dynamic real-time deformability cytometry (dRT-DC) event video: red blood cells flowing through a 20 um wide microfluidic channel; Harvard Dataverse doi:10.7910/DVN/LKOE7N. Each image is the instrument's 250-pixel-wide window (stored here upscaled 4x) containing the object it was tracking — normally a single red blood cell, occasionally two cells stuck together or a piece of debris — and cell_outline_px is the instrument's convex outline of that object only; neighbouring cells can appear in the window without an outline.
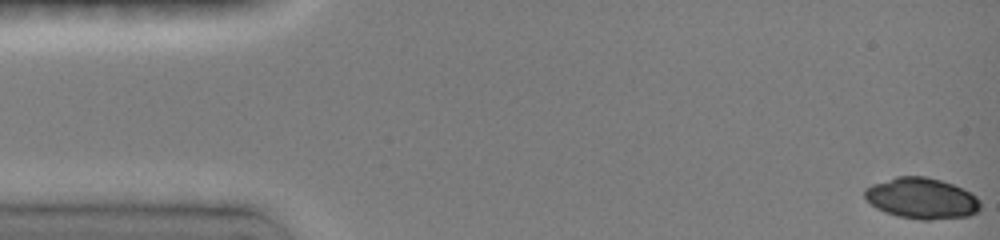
{"species": "common noctule bat (a hibernating species)", "species_latin": "Nyctalus noctula", "temperature_condition": "room temperature", "stored_images_in_passage": 46, "camera_frame_rate_fps": 3000, "um_per_image_px": 0.085, "animal": {"sex": "female", "body_mass_g": 19.0, "forearm_length_mm": 51.5}, "frame": {"image": 1, "passage_image": 1, "time_ms": 0.0, "image_size_px": [1000, 240], "cell_outline_px": [[980, 208], [976, 212], [968, 216], [928, 220], [920, 220], [896, 216], [884, 212], [876, 208], [864, 196], [864, 188], [872, 184], [896, 176], [924, 176], [940, 180], [952, 184], [976, 196], [980, 200]], "centroid_in_image_um": [78.31, 16.86], "position_along_channel_um": 6.7, "area_um2": 27.57}}
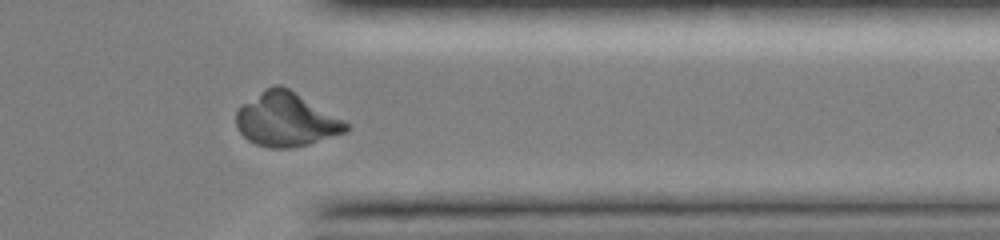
{"frame": {"image": 2, "passage_image": 39, "time_ms": 12.667, "image_size_px": [1000, 240], "cell_outline_px": [[348, 132], [308, 144], [292, 148], [268, 148], [256, 144], [248, 140], [236, 128], [236, 112], [240, 104], [268, 88], [276, 84], [280, 84], [288, 88], [344, 120], [348, 124]], "centroid_in_image_um": [24.3, 10.18], "position_along_channel_um": 387.1, "area_um2": 34.39}}
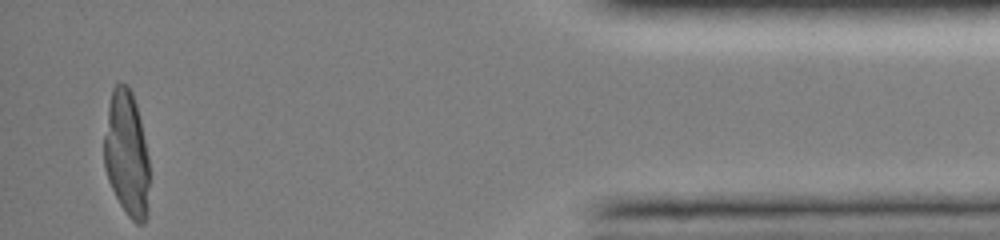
{"frame": {"image": 3, "passage_image": 46, "time_ms": 15.0, "image_size_px": [1000, 240], "cell_outline_px": [[148, 212], [144, 224], [136, 224], [128, 216], [120, 204], [108, 180], [104, 168], [104, 136], [108, 104], [112, 88], [116, 84], [128, 84], [132, 92], [136, 104], [140, 120], [148, 156]], "centroid_in_image_um": [10.76, 13.08], "position_along_channel_um": 424.4, "area_um2": 33.18}}